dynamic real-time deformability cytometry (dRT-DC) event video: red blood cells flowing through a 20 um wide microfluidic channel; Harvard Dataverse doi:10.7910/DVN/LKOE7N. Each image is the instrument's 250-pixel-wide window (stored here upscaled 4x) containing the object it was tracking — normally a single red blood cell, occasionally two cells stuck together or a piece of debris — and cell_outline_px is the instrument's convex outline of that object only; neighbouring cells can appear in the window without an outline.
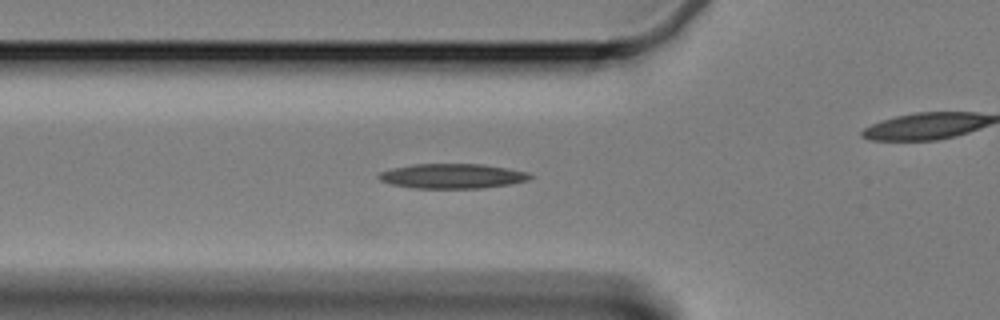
{"species": "Egyptian fruit bat (a non-hibernating species)", "species_latin": "Rousettus aegyptiacus", "temperature_condition": "cold", "stored_images_in_passage": 32, "camera_frame_rate_fps": 3000, "um_per_image_px": 0.085, "animal": {"sex": "female"}, "frame": {"image": 1, "passage_image": 2, "time_ms": 0.333, "image_size_px": [1000, 320], "cell_outline_px": [[536, 176], [528, 180], [508, 184], [484, 188], [416, 188], [388, 184], [380, 180], [376, 176], [380, 172], [392, 168], [412, 164], [484, 164], [508, 168], [528, 172]], "centroid_in_image_um": [38.45, 14.96], "position_along_channel_um": 87.4, "area_um2": 22.02}}
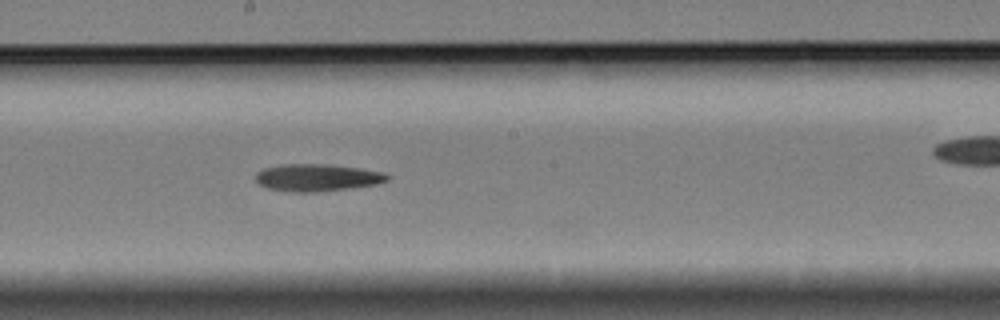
{"frame": {"image": 2, "passage_image": 14, "time_ms": 4.333, "image_size_px": [1000, 320], "cell_outline_px": [[392, 176], [388, 180], [376, 184], [348, 188], [316, 192], [288, 192], [268, 188], [260, 184], [256, 180], [256, 172], [264, 168], [284, 164], [324, 164], [360, 168], [384, 172]], "centroid_in_image_um": [26.97, 15.09], "position_along_channel_um": 221.2, "area_um2": 20.87}}
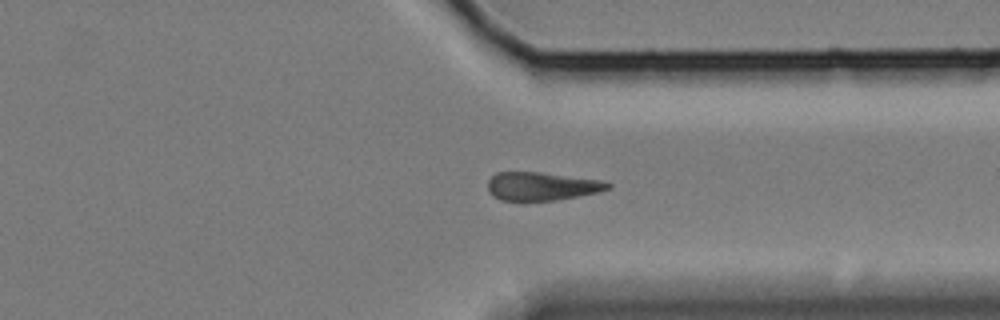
{"frame": {"image": 3, "passage_image": 27, "time_ms": 8.667, "image_size_px": [1000, 320], "cell_outline_px": [[612, 188], [596, 192], [556, 200], [500, 200], [492, 196], [488, 192], [488, 180], [496, 172], [540, 172], [604, 180], [612, 184]], "centroid_in_image_um": [46.05, 15.82], "position_along_channel_um": 365.4, "area_um2": 19.83}}